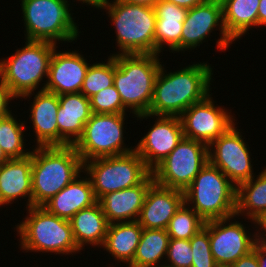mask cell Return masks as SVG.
<instances>
[{
	"mask_svg": "<svg viewBox=\"0 0 266 267\" xmlns=\"http://www.w3.org/2000/svg\"><path fill=\"white\" fill-rule=\"evenodd\" d=\"M161 65L156 76L148 114L135 117L143 120L152 116H180L192 104L203 100L211 92L213 69L207 62H197L166 72ZM166 73V74H165Z\"/></svg>",
	"mask_w": 266,
	"mask_h": 267,
	"instance_id": "cell-1",
	"label": "cell"
},
{
	"mask_svg": "<svg viewBox=\"0 0 266 267\" xmlns=\"http://www.w3.org/2000/svg\"><path fill=\"white\" fill-rule=\"evenodd\" d=\"M32 206H42L83 172L73 145L32 149Z\"/></svg>",
	"mask_w": 266,
	"mask_h": 267,
	"instance_id": "cell-2",
	"label": "cell"
},
{
	"mask_svg": "<svg viewBox=\"0 0 266 267\" xmlns=\"http://www.w3.org/2000/svg\"><path fill=\"white\" fill-rule=\"evenodd\" d=\"M159 56V54L114 56L113 85L121 96L123 106L127 110L130 109V113L135 116L149 112L155 79L162 65Z\"/></svg>",
	"mask_w": 266,
	"mask_h": 267,
	"instance_id": "cell-3",
	"label": "cell"
},
{
	"mask_svg": "<svg viewBox=\"0 0 266 267\" xmlns=\"http://www.w3.org/2000/svg\"><path fill=\"white\" fill-rule=\"evenodd\" d=\"M112 2V3H111ZM104 0L97 9H106L115 27L116 43L120 50L112 54H155L156 12L154 7Z\"/></svg>",
	"mask_w": 266,
	"mask_h": 267,
	"instance_id": "cell-4",
	"label": "cell"
},
{
	"mask_svg": "<svg viewBox=\"0 0 266 267\" xmlns=\"http://www.w3.org/2000/svg\"><path fill=\"white\" fill-rule=\"evenodd\" d=\"M55 47L58 46L50 42L26 40L25 47L0 59V79L15 99L31 98L43 77L47 79Z\"/></svg>",
	"mask_w": 266,
	"mask_h": 267,
	"instance_id": "cell-5",
	"label": "cell"
},
{
	"mask_svg": "<svg viewBox=\"0 0 266 267\" xmlns=\"http://www.w3.org/2000/svg\"><path fill=\"white\" fill-rule=\"evenodd\" d=\"M27 209L28 215L16 226L23 251L62 255L81 251L74 241L69 220L55 216L42 206Z\"/></svg>",
	"mask_w": 266,
	"mask_h": 267,
	"instance_id": "cell-6",
	"label": "cell"
},
{
	"mask_svg": "<svg viewBox=\"0 0 266 267\" xmlns=\"http://www.w3.org/2000/svg\"><path fill=\"white\" fill-rule=\"evenodd\" d=\"M236 194L230 179L207 162L184 190V202L207 222L236 215Z\"/></svg>",
	"mask_w": 266,
	"mask_h": 267,
	"instance_id": "cell-7",
	"label": "cell"
},
{
	"mask_svg": "<svg viewBox=\"0 0 266 267\" xmlns=\"http://www.w3.org/2000/svg\"><path fill=\"white\" fill-rule=\"evenodd\" d=\"M65 0H21L25 39L57 44L78 39L79 27ZM58 41V42H57Z\"/></svg>",
	"mask_w": 266,
	"mask_h": 267,
	"instance_id": "cell-8",
	"label": "cell"
},
{
	"mask_svg": "<svg viewBox=\"0 0 266 267\" xmlns=\"http://www.w3.org/2000/svg\"><path fill=\"white\" fill-rule=\"evenodd\" d=\"M83 173L89 177L98 201L107 193L142 183L152 171L134 150L128 154L85 161Z\"/></svg>",
	"mask_w": 266,
	"mask_h": 267,
	"instance_id": "cell-9",
	"label": "cell"
},
{
	"mask_svg": "<svg viewBox=\"0 0 266 267\" xmlns=\"http://www.w3.org/2000/svg\"><path fill=\"white\" fill-rule=\"evenodd\" d=\"M126 114H95L84 126L82 136L73 145L83 162L133 152L134 146L124 145Z\"/></svg>",
	"mask_w": 266,
	"mask_h": 267,
	"instance_id": "cell-10",
	"label": "cell"
},
{
	"mask_svg": "<svg viewBox=\"0 0 266 267\" xmlns=\"http://www.w3.org/2000/svg\"><path fill=\"white\" fill-rule=\"evenodd\" d=\"M208 162V146L183 137L153 170L154 182L184 191Z\"/></svg>",
	"mask_w": 266,
	"mask_h": 267,
	"instance_id": "cell-11",
	"label": "cell"
},
{
	"mask_svg": "<svg viewBox=\"0 0 266 267\" xmlns=\"http://www.w3.org/2000/svg\"><path fill=\"white\" fill-rule=\"evenodd\" d=\"M241 133L234 123L208 146V162L219 168L236 187L255 176L250 149Z\"/></svg>",
	"mask_w": 266,
	"mask_h": 267,
	"instance_id": "cell-12",
	"label": "cell"
},
{
	"mask_svg": "<svg viewBox=\"0 0 266 267\" xmlns=\"http://www.w3.org/2000/svg\"><path fill=\"white\" fill-rule=\"evenodd\" d=\"M235 217L207 221L203 226L209 233L211 252L219 267H230L252 251L257 241L256 232L250 234Z\"/></svg>",
	"mask_w": 266,
	"mask_h": 267,
	"instance_id": "cell-13",
	"label": "cell"
},
{
	"mask_svg": "<svg viewBox=\"0 0 266 267\" xmlns=\"http://www.w3.org/2000/svg\"><path fill=\"white\" fill-rule=\"evenodd\" d=\"M212 93L192 104L180 116L184 137L209 146L232 124L235 117L226 108L217 106Z\"/></svg>",
	"mask_w": 266,
	"mask_h": 267,
	"instance_id": "cell-14",
	"label": "cell"
},
{
	"mask_svg": "<svg viewBox=\"0 0 266 267\" xmlns=\"http://www.w3.org/2000/svg\"><path fill=\"white\" fill-rule=\"evenodd\" d=\"M217 27L221 36L216 42V48L226 51L234 41L228 36L224 28L221 1L208 0L188 9L181 34V52L194 50L206 42L207 37L209 38L210 33L214 29L217 30Z\"/></svg>",
	"mask_w": 266,
	"mask_h": 267,
	"instance_id": "cell-15",
	"label": "cell"
},
{
	"mask_svg": "<svg viewBox=\"0 0 266 267\" xmlns=\"http://www.w3.org/2000/svg\"><path fill=\"white\" fill-rule=\"evenodd\" d=\"M155 124L139 140L135 151L152 171L184 137L178 116H153ZM158 117V118H157Z\"/></svg>",
	"mask_w": 266,
	"mask_h": 267,
	"instance_id": "cell-16",
	"label": "cell"
},
{
	"mask_svg": "<svg viewBox=\"0 0 266 267\" xmlns=\"http://www.w3.org/2000/svg\"><path fill=\"white\" fill-rule=\"evenodd\" d=\"M53 51L46 83L39 91L45 90L57 95L79 93L89 67L88 60L76 50Z\"/></svg>",
	"mask_w": 266,
	"mask_h": 267,
	"instance_id": "cell-17",
	"label": "cell"
},
{
	"mask_svg": "<svg viewBox=\"0 0 266 267\" xmlns=\"http://www.w3.org/2000/svg\"><path fill=\"white\" fill-rule=\"evenodd\" d=\"M184 203V191L153 183L146 194L138 223L146 229H165Z\"/></svg>",
	"mask_w": 266,
	"mask_h": 267,
	"instance_id": "cell-18",
	"label": "cell"
},
{
	"mask_svg": "<svg viewBox=\"0 0 266 267\" xmlns=\"http://www.w3.org/2000/svg\"><path fill=\"white\" fill-rule=\"evenodd\" d=\"M91 114L90 101L81 92L59 95L58 146L74 145Z\"/></svg>",
	"mask_w": 266,
	"mask_h": 267,
	"instance_id": "cell-19",
	"label": "cell"
},
{
	"mask_svg": "<svg viewBox=\"0 0 266 267\" xmlns=\"http://www.w3.org/2000/svg\"><path fill=\"white\" fill-rule=\"evenodd\" d=\"M154 183L152 173L140 184L110 192L102 196L98 202L109 224L136 221L149 187Z\"/></svg>",
	"mask_w": 266,
	"mask_h": 267,
	"instance_id": "cell-20",
	"label": "cell"
},
{
	"mask_svg": "<svg viewBox=\"0 0 266 267\" xmlns=\"http://www.w3.org/2000/svg\"><path fill=\"white\" fill-rule=\"evenodd\" d=\"M28 199L26 210L32 206V156L9 159L0 165V207L19 198Z\"/></svg>",
	"mask_w": 266,
	"mask_h": 267,
	"instance_id": "cell-21",
	"label": "cell"
},
{
	"mask_svg": "<svg viewBox=\"0 0 266 267\" xmlns=\"http://www.w3.org/2000/svg\"><path fill=\"white\" fill-rule=\"evenodd\" d=\"M34 96L29 117L33 124L36 147L58 146L59 95L42 90Z\"/></svg>",
	"mask_w": 266,
	"mask_h": 267,
	"instance_id": "cell-22",
	"label": "cell"
},
{
	"mask_svg": "<svg viewBox=\"0 0 266 267\" xmlns=\"http://www.w3.org/2000/svg\"><path fill=\"white\" fill-rule=\"evenodd\" d=\"M153 7L156 12L155 54L163 52L165 45L172 52H181V34L188 9L165 0H158Z\"/></svg>",
	"mask_w": 266,
	"mask_h": 267,
	"instance_id": "cell-23",
	"label": "cell"
},
{
	"mask_svg": "<svg viewBox=\"0 0 266 267\" xmlns=\"http://www.w3.org/2000/svg\"><path fill=\"white\" fill-rule=\"evenodd\" d=\"M97 202L88 176L78 175L71 183L42 205L48 212L70 220L80 210Z\"/></svg>",
	"mask_w": 266,
	"mask_h": 267,
	"instance_id": "cell-24",
	"label": "cell"
},
{
	"mask_svg": "<svg viewBox=\"0 0 266 267\" xmlns=\"http://www.w3.org/2000/svg\"><path fill=\"white\" fill-rule=\"evenodd\" d=\"M69 222L74 241L80 250L85 249V245L94 248L103 246L109 223L98 201L77 212Z\"/></svg>",
	"mask_w": 266,
	"mask_h": 267,
	"instance_id": "cell-25",
	"label": "cell"
},
{
	"mask_svg": "<svg viewBox=\"0 0 266 267\" xmlns=\"http://www.w3.org/2000/svg\"><path fill=\"white\" fill-rule=\"evenodd\" d=\"M143 228L138 221L111 223L102 248L118 262L129 266L140 242Z\"/></svg>",
	"mask_w": 266,
	"mask_h": 267,
	"instance_id": "cell-26",
	"label": "cell"
},
{
	"mask_svg": "<svg viewBox=\"0 0 266 267\" xmlns=\"http://www.w3.org/2000/svg\"><path fill=\"white\" fill-rule=\"evenodd\" d=\"M223 24L228 36L236 41L258 27V8L260 0H220Z\"/></svg>",
	"mask_w": 266,
	"mask_h": 267,
	"instance_id": "cell-27",
	"label": "cell"
},
{
	"mask_svg": "<svg viewBox=\"0 0 266 267\" xmlns=\"http://www.w3.org/2000/svg\"><path fill=\"white\" fill-rule=\"evenodd\" d=\"M258 177L237 187L236 216H246L253 224L266 212V167Z\"/></svg>",
	"mask_w": 266,
	"mask_h": 267,
	"instance_id": "cell-28",
	"label": "cell"
},
{
	"mask_svg": "<svg viewBox=\"0 0 266 267\" xmlns=\"http://www.w3.org/2000/svg\"><path fill=\"white\" fill-rule=\"evenodd\" d=\"M169 241L170 237L165 229L143 228L134 259L128 267H159L164 265Z\"/></svg>",
	"mask_w": 266,
	"mask_h": 267,
	"instance_id": "cell-29",
	"label": "cell"
},
{
	"mask_svg": "<svg viewBox=\"0 0 266 267\" xmlns=\"http://www.w3.org/2000/svg\"><path fill=\"white\" fill-rule=\"evenodd\" d=\"M16 119L12 111L0 117V147L9 159H21L31 154L30 149L24 147L26 123Z\"/></svg>",
	"mask_w": 266,
	"mask_h": 267,
	"instance_id": "cell-30",
	"label": "cell"
},
{
	"mask_svg": "<svg viewBox=\"0 0 266 267\" xmlns=\"http://www.w3.org/2000/svg\"><path fill=\"white\" fill-rule=\"evenodd\" d=\"M185 202L169 221L166 231L170 239L190 240L204 226L205 221Z\"/></svg>",
	"mask_w": 266,
	"mask_h": 267,
	"instance_id": "cell-31",
	"label": "cell"
},
{
	"mask_svg": "<svg viewBox=\"0 0 266 267\" xmlns=\"http://www.w3.org/2000/svg\"><path fill=\"white\" fill-rule=\"evenodd\" d=\"M105 63L90 64L80 92L88 99L100 90L113 85L114 80V56L110 54Z\"/></svg>",
	"mask_w": 266,
	"mask_h": 267,
	"instance_id": "cell-32",
	"label": "cell"
},
{
	"mask_svg": "<svg viewBox=\"0 0 266 267\" xmlns=\"http://www.w3.org/2000/svg\"><path fill=\"white\" fill-rule=\"evenodd\" d=\"M91 111L95 114H124L127 110L114 85L100 90L89 98Z\"/></svg>",
	"mask_w": 266,
	"mask_h": 267,
	"instance_id": "cell-33",
	"label": "cell"
},
{
	"mask_svg": "<svg viewBox=\"0 0 266 267\" xmlns=\"http://www.w3.org/2000/svg\"><path fill=\"white\" fill-rule=\"evenodd\" d=\"M193 253L191 267H219L213 258L209 240V233L203 227L191 239Z\"/></svg>",
	"mask_w": 266,
	"mask_h": 267,
	"instance_id": "cell-34",
	"label": "cell"
},
{
	"mask_svg": "<svg viewBox=\"0 0 266 267\" xmlns=\"http://www.w3.org/2000/svg\"><path fill=\"white\" fill-rule=\"evenodd\" d=\"M191 251L190 240L170 239L164 264L170 267H191Z\"/></svg>",
	"mask_w": 266,
	"mask_h": 267,
	"instance_id": "cell-35",
	"label": "cell"
},
{
	"mask_svg": "<svg viewBox=\"0 0 266 267\" xmlns=\"http://www.w3.org/2000/svg\"><path fill=\"white\" fill-rule=\"evenodd\" d=\"M14 97L9 93L8 87L0 79V117L9 113L10 101H14Z\"/></svg>",
	"mask_w": 266,
	"mask_h": 267,
	"instance_id": "cell-36",
	"label": "cell"
},
{
	"mask_svg": "<svg viewBox=\"0 0 266 267\" xmlns=\"http://www.w3.org/2000/svg\"><path fill=\"white\" fill-rule=\"evenodd\" d=\"M230 267H259L256 252L254 250L250 251L248 254L242 256Z\"/></svg>",
	"mask_w": 266,
	"mask_h": 267,
	"instance_id": "cell-37",
	"label": "cell"
},
{
	"mask_svg": "<svg viewBox=\"0 0 266 267\" xmlns=\"http://www.w3.org/2000/svg\"><path fill=\"white\" fill-rule=\"evenodd\" d=\"M253 250L256 252L259 267H266V243L257 240Z\"/></svg>",
	"mask_w": 266,
	"mask_h": 267,
	"instance_id": "cell-38",
	"label": "cell"
},
{
	"mask_svg": "<svg viewBox=\"0 0 266 267\" xmlns=\"http://www.w3.org/2000/svg\"><path fill=\"white\" fill-rule=\"evenodd\" d=\"M256 226L261 230L256 229L257 240L266 243V212L256 221L255 228H257Z\"/></svg>",
	"mask_w": 266,
	"mask_h": 267,
	"instance_id": "cell-39",
	"label": "cell"
},
{
	"mask_svg": "<svg viewBox=\"0 0 266 267\" xmlns=\"http://www.w3.org/2000/svg\"><path fill=\"white\" fill-rule=\"evenodd\" d=\"M165 1L174 3L175 5L186 9H191L208 0H165Z\"/></svg>",
	"mask_w": 266,
	"mask_h": 267,
	"instance_id": "cell-40",
	"label": "cell"
},
{
	"mask_svg": "<svg viewBox=\"0 0 266 267\" xmlns=\"http://www.w3.org/2000/svg\"><path fill=\"white\" fill-rule=\"evenodd\" d=\"M266 26V0H260L258 8V27Z\"/></svg>",
	"mask_w": 266,
	"mask_h": 267,
	"instance_id": "cell-41",
	"label": "cell"
},
{
	"mask_svg": "<svg viewBox=\"0 0 266 267\" xmlns=\"http://www.w3.org/2000/svg\"><path fill=\"white\" fill-rule=\"evenodd\" d=\"M124 2L127 3H132V4H139V5H144V6H151L153 7L154 4L158 1V0H122Z\"/></svg>",
	"mask_w": 266,
	"mask_h": 267,
	"instance_id": "cell-42",
	"label": "cell"
},
{
	"mask_svg": "<svg viewBox=\"0 0 266 267\" xmlns=\"http://www.w3.org/2000/svg\"><path fill=\"white\" fill-rule=\"evenodd\" d=\"M65 1H67V2H69L68 0H65ZM77 1H82L83 3L82 4H86V5H90L91 7H93V8H97V6H98V4H99V2L97 1V0H77Z\"/></svg>",
	"mask_w": 266,
	"mask_h": 267,
	"instance_id": "cell-43",
	"label": "cell"
},
{
	"mask_svg": "<svg viewBox=\"0 0 266 267\" xmlns=\"http://www.w3.org/2000/svg\"><path fill=\"white\" fill-rule=\"evenodd\" d=\"M9 158L6 156V154L3 152L2 148L0 147V165L8 161Z\"/></svg>",
	"mask_w": 266,
	"mask_h": 267,
	"instance_id": "cell-44",
	"label": "cell"
},
{
	"mask_svg": "<svg viewBox=\"0 0 266 267\" xmlns=\"http://www.w3.org/2000/svg\"><path fill=\"white\" fill-rule=\"evenodd\" d=\"M159 267H170V266H167V265L164 264V265H161V266H159Z\"/></svg>",
	"mask_w": 266,
	"mask_h": 267,
	"instance_id": "cell-45",
	"label": "cell"
}]
</instances>
